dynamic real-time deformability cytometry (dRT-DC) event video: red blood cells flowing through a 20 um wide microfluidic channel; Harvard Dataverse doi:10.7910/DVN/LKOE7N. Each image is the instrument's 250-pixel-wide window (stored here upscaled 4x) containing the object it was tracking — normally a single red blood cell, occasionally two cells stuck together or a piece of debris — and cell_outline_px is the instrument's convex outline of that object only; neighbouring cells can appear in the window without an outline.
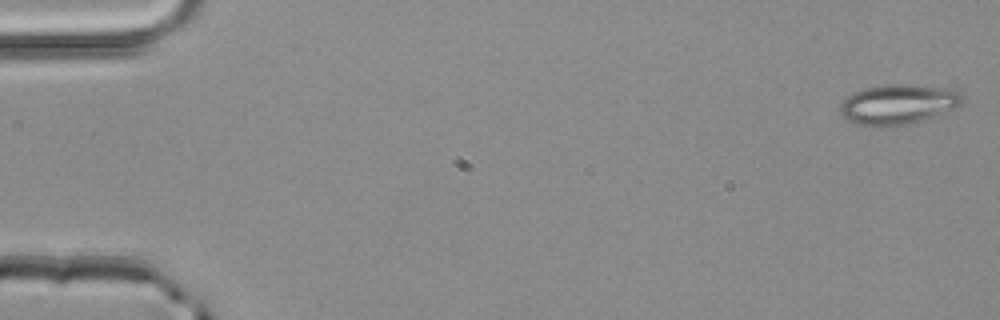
{"species": "common noctule bat (a hibernating species)", "species_latin": "Nyctalus noctula", "temperature_condition": "room temperature", "stored_images_in_passage": 5, "camera_frame_rate_fps": 3000, "um_per_image_px": 0.085, "animal": {"sex": "male", "body_mass_g": 20.4}, "frame": {"image": 1, "passage_image": 1, "time_ms": 0.0, "image_size_px": [1000, 320], "cell_outline_px": [[960, 104], [952, 108], [932, 116], [920, 120], [904, 124], [872, 128], [856, 124], [848, 120], [840, 112], [840, 104], [852, 92], [864, 88], [888, 84], [908, 84], [944, 88], [956, 92], [960, 96]], "centroid_in_image_um": [76.21, 8.87], "position_along_channel_um": 8.8, "area_um2": 27.86}}